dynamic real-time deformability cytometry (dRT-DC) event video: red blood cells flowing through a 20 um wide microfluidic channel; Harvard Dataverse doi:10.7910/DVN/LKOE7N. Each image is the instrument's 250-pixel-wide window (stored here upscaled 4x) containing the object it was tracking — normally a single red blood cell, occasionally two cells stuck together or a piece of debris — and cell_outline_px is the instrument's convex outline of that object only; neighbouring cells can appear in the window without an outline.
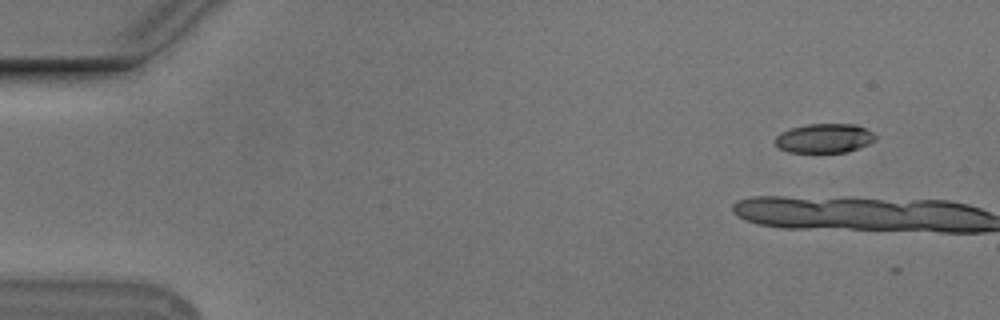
{"species": "Egyptian fruit bat (a non-hibernating species)", "species_latin": "Rousettus aegyptiacus", "temperature_condition": "cold", "stored_images_in_passage": 5, "camera_frame_rate_fps": 3000, "um_per_image_px": 0.085, "animal": {"sex": "male"}, "frame": {"image": 1, "passage_image": 1, "time_ms": 0.0, "image_size_px": [1000, 320], "cell_outline_px": [[876, 140], [860, 148], [848, 152], [788, 152], [780, 148], [776, 144], [776, 136], [780, 132], [792, 128], [808, 124], [856, 124], [872, 132], [876, 136]], "centroid_in_image_um": [70.1, 11.75], "position_along_channel_um": 14.9, "area_um2": 17.05}}